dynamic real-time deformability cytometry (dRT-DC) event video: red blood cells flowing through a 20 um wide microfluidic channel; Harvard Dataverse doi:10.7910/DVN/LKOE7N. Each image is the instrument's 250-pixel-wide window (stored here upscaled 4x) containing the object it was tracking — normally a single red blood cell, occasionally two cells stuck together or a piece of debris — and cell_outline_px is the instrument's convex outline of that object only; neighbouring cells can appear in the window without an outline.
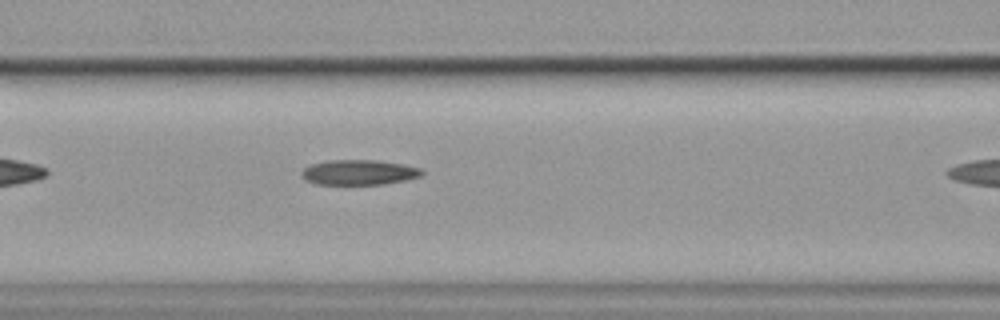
{"species": "common noctule bat (a hibernating species)", "species_latin": "Nyctalus noctula", "temperature_condition": "cold", "stored_images_in_passage": 7, "camera_frame_rate_fps": 3000, "um_per_image_px": 0.085, "animal": {"sex": "female", "body_mass_g": 19.9}, "frame": {"image": 1, "passage_image": 6, "time_ms": 1.667, "image_size_px": [1000, 320], "cell_outline_px": [[424, 172], [420, 176], [404, 180], [380, 184], [316, 184], [308, 180], [300, 172], [304, 168], [312, 164], [328, 160], [376, 160], [404, 164], [420, 168]], "centroid_in_image_um": [30.52, 14.64], "position_along_channel_um": 136.1, "area_um2": 17.34}}